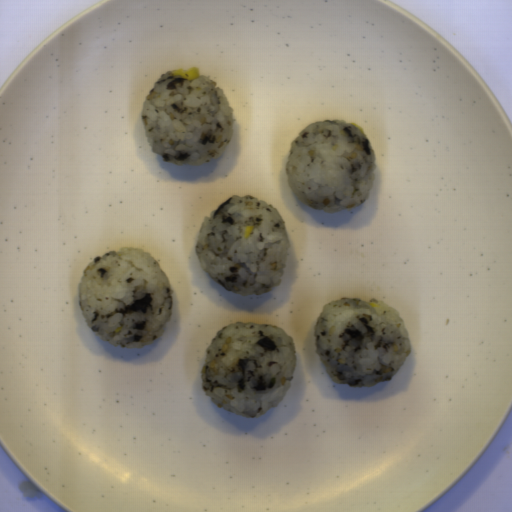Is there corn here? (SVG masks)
Segmentation results:
<instances>
[{
  "label": "corn",
  "mask_w": 512,
  "mask_h": 512,
  "mask_svg": "<svg viewBox=\"0 0 512 512\" xmlns=\"http://www.w3.org/2000/svg\"><path fill=\"white\" fill-rule=\"evenodd\" d=\"M170 75L172 76H182L185 80H194L196 78H199L200 72L198 67L195 65L190 68H176L171 70Z\"/></svg>",
  "instance_id": "corn-1"
},
{
  "label": "corn",
  "mask_w": 512,
  "mask_h": 512,
  "mask_svg": "<svg viewBox=\"0 0 512 512\" xmlns=\"http://www.w3.org/2000/svg\"><path fill=\"white\" fill-rule=\"evenodd\" d=\"M255 226H251V225H245L244 228H243V232H242V237L243 239L249 235L252 234L253 230H254Z\"/></svg>",
  "instance_id": "corn-2"
}]
</instances>
